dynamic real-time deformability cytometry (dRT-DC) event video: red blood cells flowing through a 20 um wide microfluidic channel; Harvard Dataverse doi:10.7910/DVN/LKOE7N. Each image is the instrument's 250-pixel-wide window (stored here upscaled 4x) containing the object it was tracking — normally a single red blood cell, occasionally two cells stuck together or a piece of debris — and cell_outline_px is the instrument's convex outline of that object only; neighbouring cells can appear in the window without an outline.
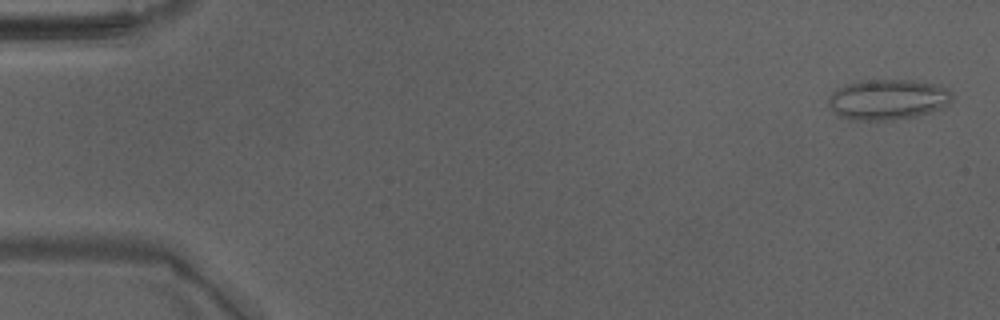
{"species": "Egyptian fruit bat (a non-hibernating species)", "species_latin": "Rousettus aegyptiacus", "temperature_condition": "warm", "stored_images_in_passage": 49, "camera_frame_rate_fps": 3000, "um_per_image_px": 0.085, "animal": {"sex": "male"}, "frame": {"image": 1, "passage_image": 2, "time_ms": 0.333, "image_size_px": [1000, 320], "cell_outline_px": [[952, 100], [948, 104], [940, 108], [916, 116], [892, 120], [848, 120], [840, 116], [828, 108], [828, 100], [832, 92], [836, 88], [844, 84], [860, 80], [912, 80], [936, 84], [948, 88], [952, 92]], "centroid_in_image_um": [75.42, 8.45], "position_along_channel_um": 9.6, "area_um2": 29.48}}
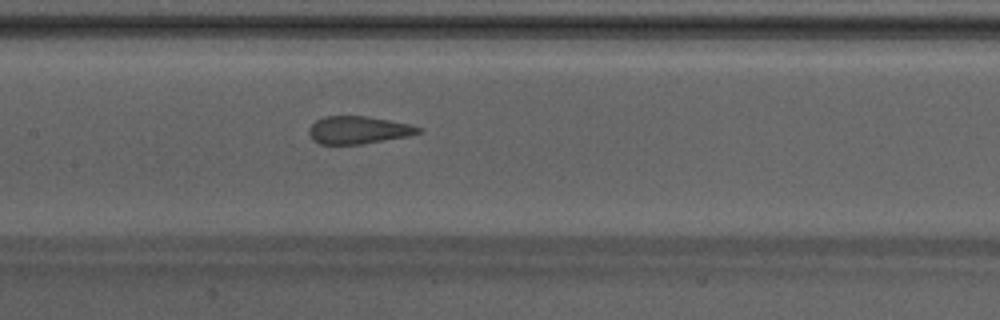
{"frame": {"image": 2, "passage_image": 24, "time_ms": 7.667, "image_size_px": [1000, 320], "cell_outline_px": [[424, 132], [408, 136], [360, 144], [320, 144], [312, 140], [308, 132], [308, 128], [316, 120], [324, 116], [368, 116], [408, 124], [424, 128]], "centroid_in_image_um": [30.45, 11.05], "position_along_channel_um": 176.9, "area_um2": 17.69}}
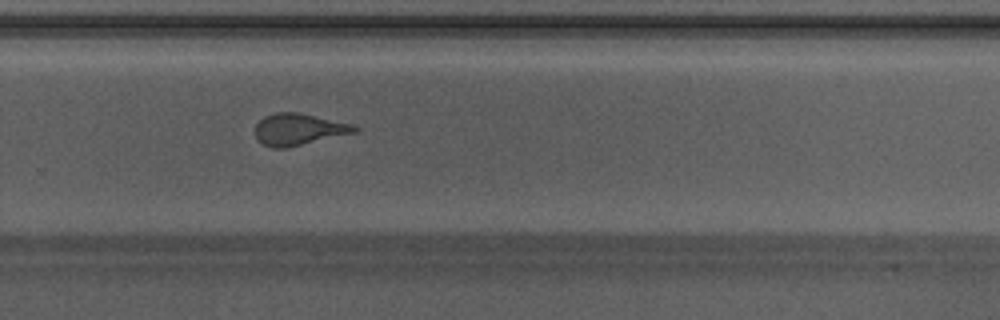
{"frame": {"image": 3, "passage_image": 33, "time_ms": 10.667, "image_size_px": [1000, 320], "cell_outline_px": [[360, 128], [356, 132], [284, 148], [272, 148], [256, 140], [256, 124], [264, 116], [276, 112], [300, 112], [352, 124]], "centroid_in_image_um": [25.37, 10.98], "position_along_channel_um": 304.4, "area_um2": 18.21}, "authors_computed_cell_mechanics": {"area_um2": 19.1318, "velocity_mm_per_s": 4.2706, "shape_relaxation_time_tau1_ms": 8.4033, "shape_relaxation_time_tau2_ms": 0.9391, "deformation_change_tau1": 0.2541, "deformation_change_tau2": 0.1047}}